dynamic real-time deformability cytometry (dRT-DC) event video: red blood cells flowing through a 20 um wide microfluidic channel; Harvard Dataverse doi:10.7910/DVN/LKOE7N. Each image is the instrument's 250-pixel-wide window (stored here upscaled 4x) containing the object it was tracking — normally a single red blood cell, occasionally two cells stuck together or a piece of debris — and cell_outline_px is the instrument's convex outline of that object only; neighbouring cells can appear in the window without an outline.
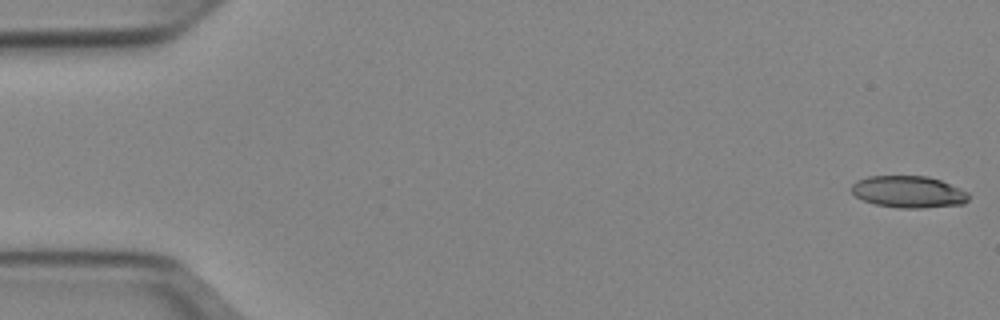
{"species": "Egyptian fruit bat (a non-hibernating species)", "species_latin": "Rousettus aegyptiacus", "temperature_condition": "cold", "stored_images_in_passage": 48, "camera_frame_rate_fps": 3000, "um_per_image_px": 0.085, "animal": {"sex": "female"}, "frame": {"image": 1, "passage_image": 1, "time_ms": 0.0, "image_size_px": [1000, 320], "cell_outline_px": [[968, 200], [964, 204], [924, 208], [900, 208], [876, 204], [864, 200], [856, 196], [852, 192], [852, 184], [856, 180], [868, 176], [928, 176], [940, 180], [960, 188], [968, 192]], "centroid_in_image_um": [77.23, 16.3], "position_along_channel_um": 7.8, "area_um2": 21.73}}
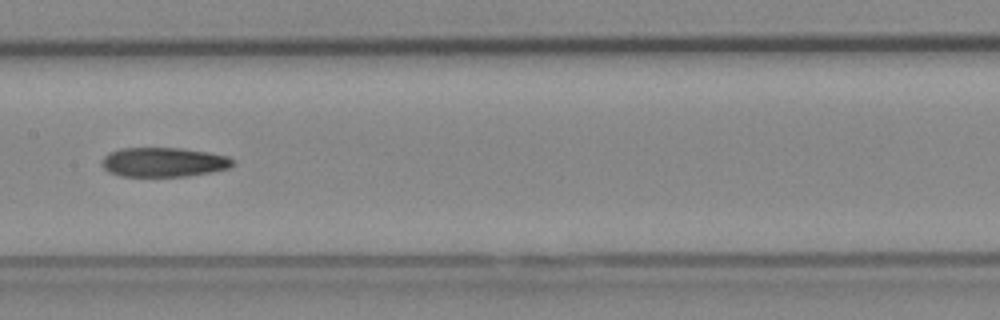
{"frame": {"image": 2, "passage_image": 26, "time_ms": 8.333, "image_size_px": [1000, 320], "cell_outline_px": [[232, 164], [228, 168], [212, 172], [188, 176], [120, 176], [108, 172], [100, 164], [104, 156], [108, 152], [120, 148], [180, 148], [208, 152], [228, 156], [232, 160]], "centroid_in_image_um": [13.86, 13.78], "position_along_channel_um": 193.5, "area_um2": 22.48}}
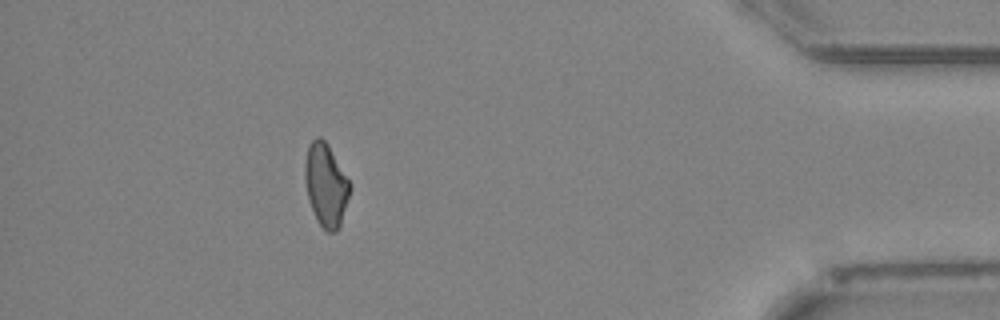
{"frame": {"image": 3, "passage_image": 46, "time_ms": 15.0, "image_size_px": [1000, 320], "cell_outline_px": [[352, 188], [340, 228], [332, 232], [328, 232], [316, 220], [308, 200], [304, 180], [304, 164], [308, 144], [316, 136], [320, 136], [328, 144], [352, 184]], "centroid_in_image_um": [27.71, 15.71], "position_along_channel_um": 407.5, "area_um2": 22.25}, "authors_computed_cell_mechanics": {"area_um2": 22.5998, "velocity_mm_per_s": 3.9589, "shape_relaxation_time_tau1_ms": null, "shape_relaxation_time_tau2_ms": 7.8154, "deformation_change_tau1": null, "deformation_change_tau2": 0.1725}}